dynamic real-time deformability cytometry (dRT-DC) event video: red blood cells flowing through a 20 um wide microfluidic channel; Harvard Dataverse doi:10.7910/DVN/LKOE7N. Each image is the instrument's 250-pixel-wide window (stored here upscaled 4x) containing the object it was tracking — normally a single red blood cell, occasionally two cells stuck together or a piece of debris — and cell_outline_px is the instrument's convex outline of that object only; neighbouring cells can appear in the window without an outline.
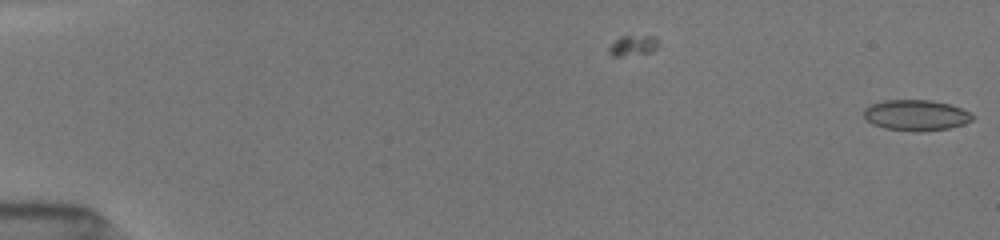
{"species": "common noctule bat (a hibernating species)", "species_latin": "Nyctalus noctula", "temperature_condition": "room temperature", "stored_images_in_passage": 3, "camera_frame_rate_fps": 3000, "um_per_image_px": 0.085, "animal": {"sex": "female", "body_mass_g": 19.5, "forearm_length_mm": 54.1}, "frame": {"image": 1, "passage_image": 3, "time_ms": 0.667, "image_size_px": [1000, 240], "cell_outline_px": [[976, 116], [972, 120], [964, 124], [948, 128], [916, 132], [912, 132], [884, 128], [872, 124], [864, 116], [864, 108], [872, 104], [884, 100], [932, 100], [948, 104], [972, 112]], "centroid_in_image_um": [77.88, 9.8], "position_along_channel_um": 7.1, "area_um2": 19.59}}